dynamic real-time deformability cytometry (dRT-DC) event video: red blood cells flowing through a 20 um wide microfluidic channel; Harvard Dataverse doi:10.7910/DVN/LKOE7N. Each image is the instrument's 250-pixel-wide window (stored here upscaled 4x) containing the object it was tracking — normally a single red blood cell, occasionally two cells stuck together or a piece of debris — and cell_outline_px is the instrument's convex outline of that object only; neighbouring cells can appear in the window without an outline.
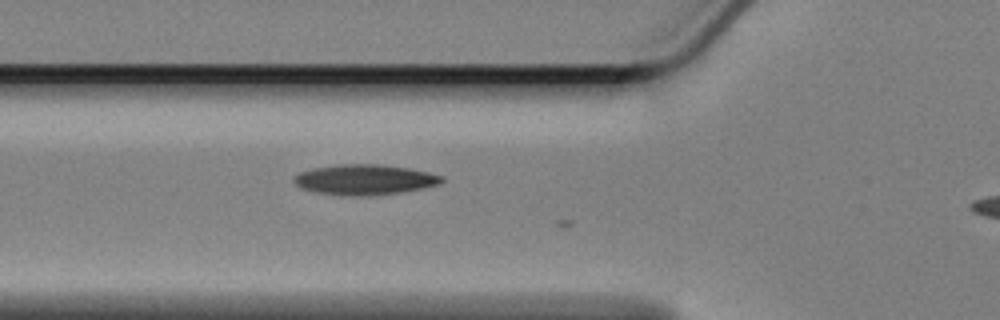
{"species": "Egyptian fruit bat (a non-hibernating species)", "species_latin": "Rousettus aegyptiacus", "temperature_condition": "cold", "stored_images_in_passage": 9, "camera_frame_rate_fps": 3000, "um_per_image_px": 0.085, "animal": {"sex": "female"}, "frame": {"image": 1, "passage_image": 6, "time_ms": 1.667, "image_size_px": [1000, 320], "cell_outline_px": [[444, 180], [440, 184], [424, 188], [400, 192], [368, 196], [340, 196], [316, 192], [300, 188], [292, 180], [292, 176], [300, 172], [312, 168], [340, 164], [380, 164], [408, 168], [428, 172], [444, 176]], "centroid_in_image_um": [30.97, 15.27], "position_along_channel_um": 94.8, "area_um2": 26.41}}